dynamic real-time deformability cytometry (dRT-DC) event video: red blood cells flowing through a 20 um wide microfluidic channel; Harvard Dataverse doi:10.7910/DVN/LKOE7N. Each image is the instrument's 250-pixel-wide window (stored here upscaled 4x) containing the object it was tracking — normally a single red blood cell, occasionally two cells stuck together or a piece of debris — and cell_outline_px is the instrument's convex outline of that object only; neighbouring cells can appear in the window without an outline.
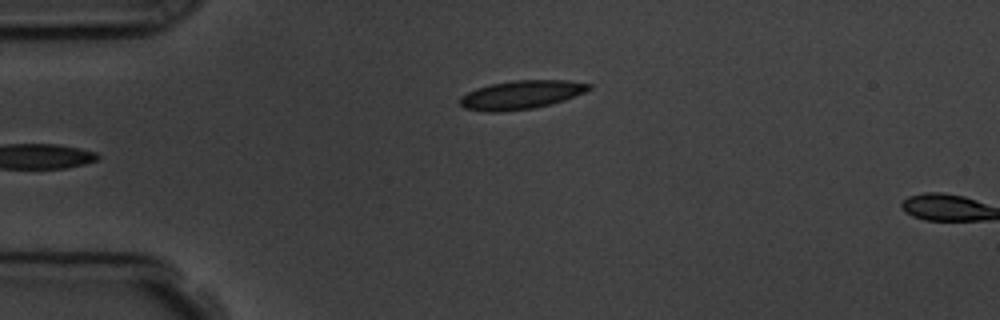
{"species": "common noctule bat (a hibernating species)", "species_latin": "Nyctalus noctula", "temperature_condition": "room temperature", "stored_images_in_passage": 3, "camera_frame_rate_fps": 3000, "um_per_image_px": 0.085, "animal": {"sex": "male", "body_mass_g": 19.5, "forearm_length_mm": 54.6}, "frame": {"image": 1, "passage_image": 3, "time_ms": 2.333, "image_size_px": [1000, 320], "cell_outline_px": [[592, 88], [584, 92], [564, 100], [532, 108], [500, 112], [488, 112], [464, 108], [460, 104], [460, 96], [476, 88], [492, 84], [516, 80], [568, 80], [592, 84]], "centroid_in_image_um": [44.29, 8.05], "position_along_channel_um": 40.7, "area_um2": 21.33}}